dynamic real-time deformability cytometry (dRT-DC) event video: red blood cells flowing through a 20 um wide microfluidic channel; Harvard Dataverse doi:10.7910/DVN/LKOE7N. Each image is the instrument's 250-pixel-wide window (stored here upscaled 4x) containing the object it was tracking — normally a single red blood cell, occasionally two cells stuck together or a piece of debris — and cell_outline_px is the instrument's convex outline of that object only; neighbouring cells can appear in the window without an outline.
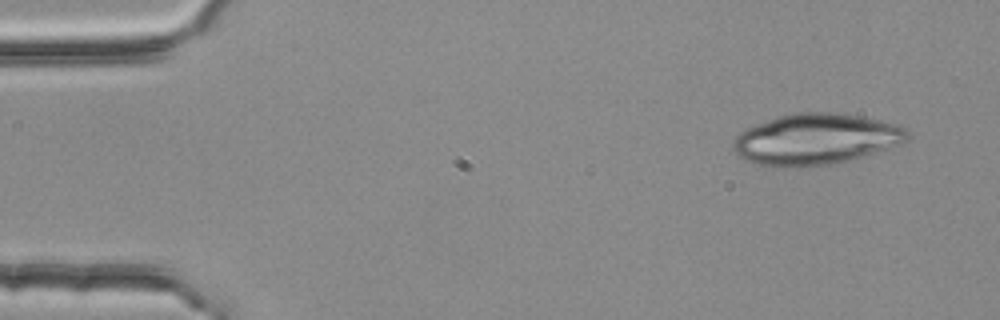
{"species": "common noctule bat (a hibernating species)", "species_latin": "Nyctalus noctula", "temperature_condition": "room temperature", "stored_images_in_passage": 3, "camera_frame_rate_fps": 3000, "um_per_image_px": 0.085, "animal": {"sex": "female", "body_mass_g": 25.1}, "frame": {"image": 1, "passage_image": 1, "time_ms": 0.0, "image_size_px": [1000, 320], "cell_outline_px": [[908, 140], [900, 144], [888, 148], [836, 164], [812, 168], [772, 168], [756, 164], [744, 160], [732, 148], [732, 140], [740, 132], [748, 128], [768, 120], [780, 116], [796, 112], [828, 112], [856, 116], [880, 120], [900, 124], [908, 132]], "centroid_in_image_um": [69.31, 11.87], "position_along_channel_um": 15.7, "area_um2": 52.25}}